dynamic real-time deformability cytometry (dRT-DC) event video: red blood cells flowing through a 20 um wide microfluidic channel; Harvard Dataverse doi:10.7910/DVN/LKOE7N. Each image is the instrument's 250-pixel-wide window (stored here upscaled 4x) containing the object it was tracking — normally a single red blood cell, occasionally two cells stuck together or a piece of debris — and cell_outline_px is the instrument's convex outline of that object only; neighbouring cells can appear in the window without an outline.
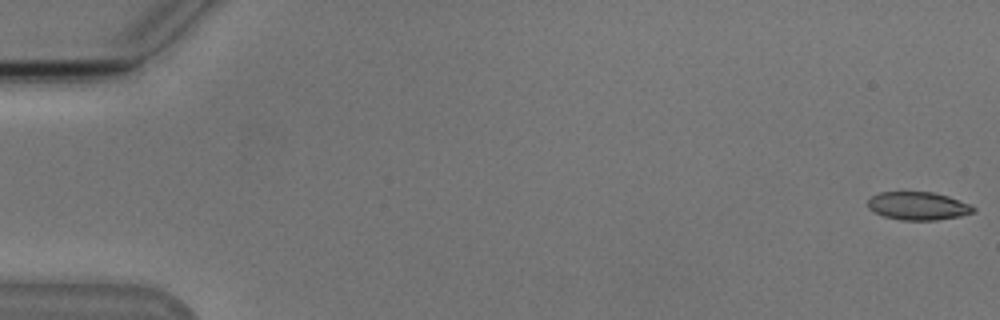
{"species": "Egyptian fruit bat (a non-hibernating species)", "species_latin": "Rousettus aegyptiacus", "temperature_condition": "cold", "stored_images_in_passage": 52, "camera_frame_rate_fps": 3000, "um_per_image_px": 0.085, "animal": {"sex": "male"}, "frame": {"image": 1, "passage_image": 1, "time_ms": 0.0, "image_size_px": [1000, 320], "cell_outline_px": [[976, 212], [960, 216], [936, 220], [900, 220], [884, 216], [868, 208], [868, 200], [872, 196], [880, 192], [932, 192], [948, 196], [968, 204], [976, 208]], "centroid_in_image_um": [78.04, 17.51], "position_along_channel_um": 7.0, "area_um2": 17.17}}
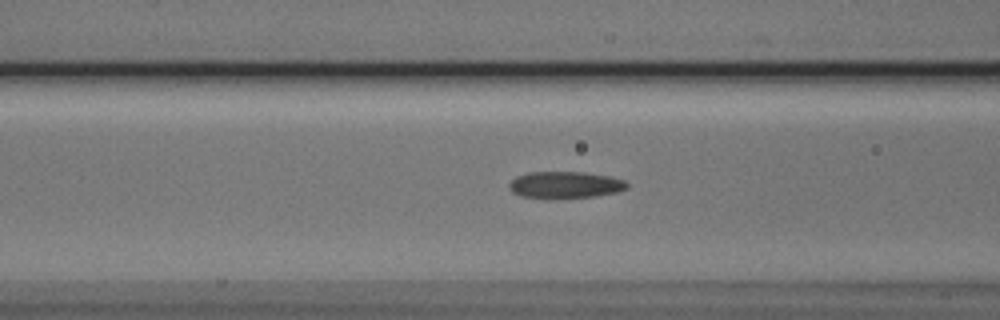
{"frame": {"image": 2, "passage_image": 22, "time_ms": 7.0, "image_size_px": [1000, 320], "cell_outline_px": [[628, 188], [616, 192], [596, 196], [520, 196], [512, 192], [508, 188], [508, 184], [516, 176], [528, 172], [584, 172], [608, 176], [624, 180], [628, 184]], "centroid_in_image_um": [48.03, 15.67], "position_along_channel_um": 118.6, "area_um2": 17.74}}
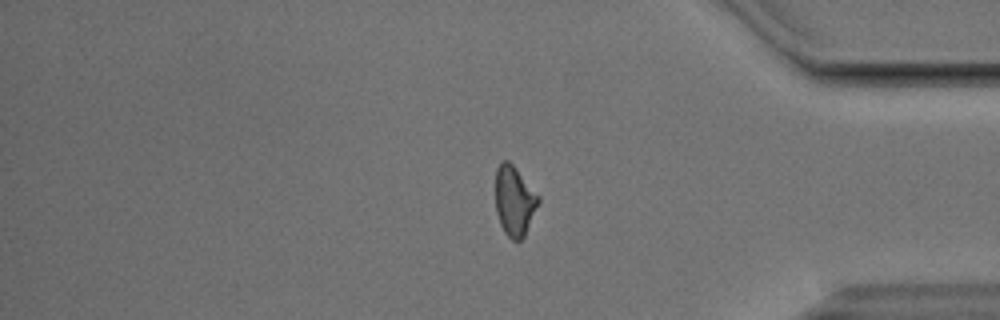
{"frame": {"image": 3, "passage_image": 45, "time_ms": 14.667, "image_size_px": [1000, 320], "cell_outline_px": [[540, 200], [524, 236], [520, 240], [512, 240], [504, 232], [500, 224], [496, 212], [496, 168], [504, 160], [508, 160], [512, 164], [540, 196]], "centroid_in_image_um": [43.72, 17.08], "position_along_channel_um": 391.5, "area_um2": 17.28}}